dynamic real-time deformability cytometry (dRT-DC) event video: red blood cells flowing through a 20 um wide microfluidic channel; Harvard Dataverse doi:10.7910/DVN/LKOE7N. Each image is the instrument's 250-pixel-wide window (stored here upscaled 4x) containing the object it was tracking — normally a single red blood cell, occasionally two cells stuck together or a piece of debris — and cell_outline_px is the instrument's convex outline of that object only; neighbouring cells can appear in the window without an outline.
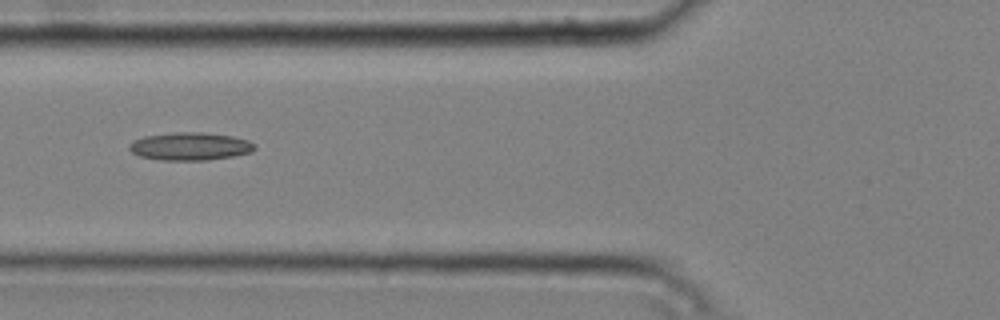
{"species": "common noctule bat (a hibernating species)", "species_latin": "Nyctalus noctula", "temperature_condition": "cold", "stored_images_in_passage": 8, "camera_frame_rate_fps": 3000, "um_per_image_px": 0.085, "animal": {"sex": "male", "body_mass_g": 20.4}, "frame": {"image": 1, "passage_image": 6, "time_ms": 1.667, "image_size_px": [1000, 320], "cell_outline_px": [[256, 148], [252, 152], [232, 156], [208, 160], [160, 160], [140, 156], [132, 152], [128, 148], [128, 144], [144, 136], [172, 132], [204, 132], [232, 136], [248, 140], [256, 144]], "centroid_in_image_um": [16.17, 12.43], "position_along_channel_um": 109.6, "area_um2": 20.46}}
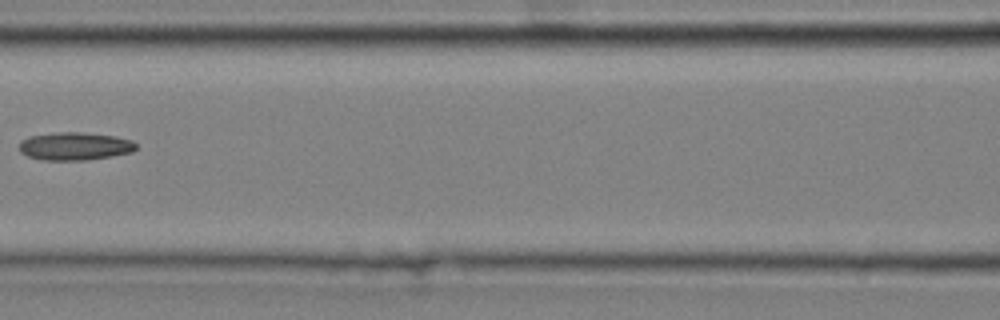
{"frame": {"image": 2, "passage_image": 7, "time_ms": 2.0, "image_size_px": [1000, 320], "cell_outline_px": [[136, 148], [132, 152], [112, 156], [88, 160], [44, 160], [28, 156], [20, 152], [20, 140], [28, 136], [60, 132], [80, 132], [116, 136], [132, 140], [136, 144]], "centroid_in_image_um": [6.36, 12.42], "position_along_channel_um": 160.2, "area_um2": 19.07}}
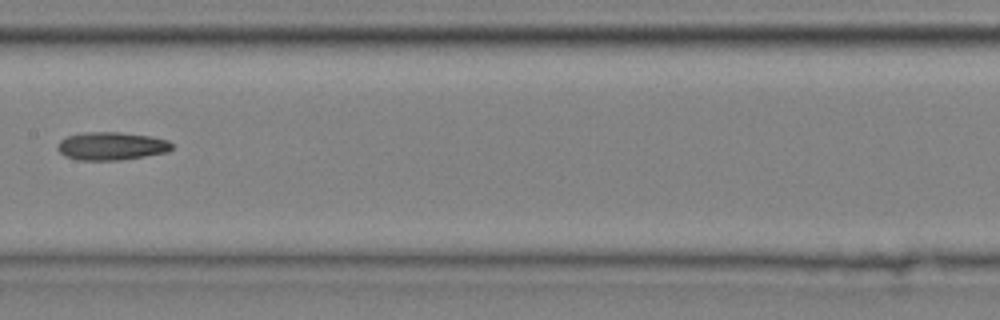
{"frame": {"image": 3, "passage_image": 8, "time_ms": 2.333, "image_size_px": [1000, 320], "cell_outline_px": [[172, 148], [168, 152], [120, 160], [76, 160], [64, 156], [56, 148], [56, 144], [60, 140], [68, 136], [84, 132], [120, 132], [152, 136], [168, 140], [172, 144]], "centroid_in_image_um": [9.45, 12.41], "position_along_channel_um": 198.0, "area_um2": 18.84}}